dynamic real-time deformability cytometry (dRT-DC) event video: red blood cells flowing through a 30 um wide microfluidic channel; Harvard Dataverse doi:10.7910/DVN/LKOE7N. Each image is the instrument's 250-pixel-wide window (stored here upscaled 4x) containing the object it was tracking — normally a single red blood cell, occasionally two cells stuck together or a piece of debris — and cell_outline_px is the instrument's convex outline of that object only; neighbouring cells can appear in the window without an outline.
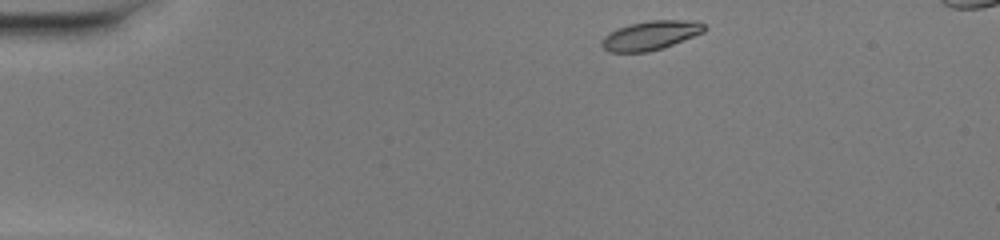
{"species": "common noctule bat (a hibernating species)", "species_latin": "Nyctalus noctula", "temperature_condition": "warm", "stored_images_in_passage": 43, "segment_of_instrument_passage": [1, 2], "camera_frame_rate_fps": 3000, "um_per_image_px": 0.085, "animal": {"sex": "female", "body_mass_g": 20.0, "forearm_length_mm": 54.0}, "frame": {"image": 1, "passage_image": 1, "time_ms": 0.0, "image_size_px": [1000, 240], "cell_outline_px": [[708, 28], [704, 32], [672, 44], [648, 52], [608, 52], [600, 44], [600, 40], [608, 32], [632, 24], [648, 20], [700, 20]], "centroid_in_image_um": [55.31, 2.99], "position_along_channel_um": 29.7, "area_um2": 17.4}}
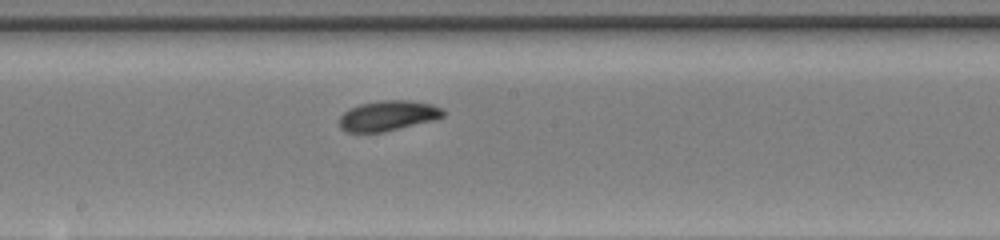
{"frame": {"image": 2, "passage_image": 20, "time_ms": 6.333, "image_size_px": [1000, 240], "cell_outline_px": [[444, 116], [436, 120], [384, 132], [344, 132], [340, 128], [340, 116], [348, 108], [360, 104], [380, 100], [408, 100], [432, 104], [444, 108]], "centroid_in_image_um": [33.0, 9.83], "position_along_channel_um": 215.2, "area_um2": 18.55}}
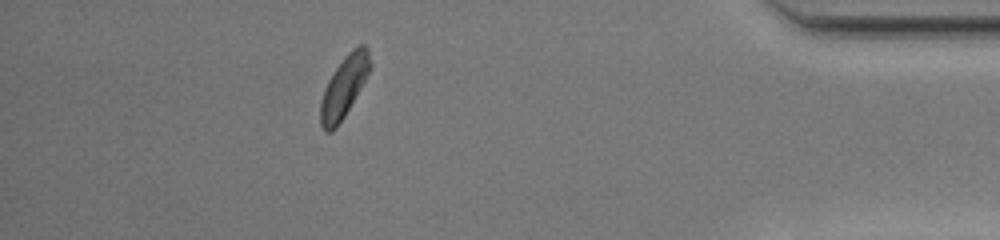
{"frame": {"image": 3, "passage_image": 37, "time_ms": 12.0, "image_size_px": [1000, 240], "cell_outline_px": [[372, 64], [364, 80], [344, 116], [336, 128], [332, 132], [324, 132], [320, 124], [320, 100], [324, 88], [328, 80], [344, 56], [356, 44], [364, 44], [368, 48]], "centroid_in_image_um": [29.22, 7.36], "position_along_channel_um": 406.0, "area_um2": 17.63}}